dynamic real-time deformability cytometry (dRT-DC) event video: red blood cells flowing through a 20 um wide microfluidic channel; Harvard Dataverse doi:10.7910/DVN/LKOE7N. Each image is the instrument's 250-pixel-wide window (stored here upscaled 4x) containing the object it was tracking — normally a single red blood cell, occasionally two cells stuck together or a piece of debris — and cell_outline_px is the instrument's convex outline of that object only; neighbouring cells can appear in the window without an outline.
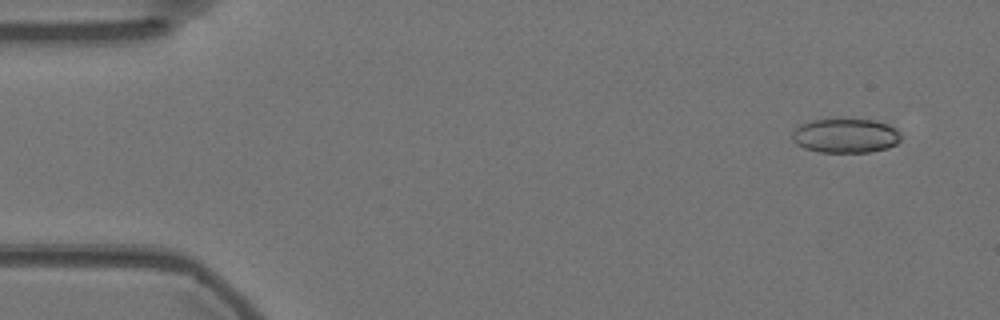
{"species": "Egyptian fruit bat (a non-hibernating species)", "species_latin": "Rousettus aegyptiacus", "temperature_condition": "warm", "stored_images_in_passage": 56, "camera_frame_rate_fps": 3000, "um_per_image_px": 0.085, "animal": {"sex": "female"}, "frame": {"image": 1, "passage_image": 4, "time_ms": 1.0, "image_size_px": [1000, 320], "cell_outline_px": [[900, 140], [896, 144], [888, 148], [872, 152], [820, 152], [804, 148], [796, 144], [792, 140], [792, 132], [800, 124], [812, 120], [872, 120], [888, 124], [896, 128], [900, 132]], "centroid_in_image_um": [71.88, 11.55], "position_along_channel_um": 13.1, "area_um2": 21.73}}
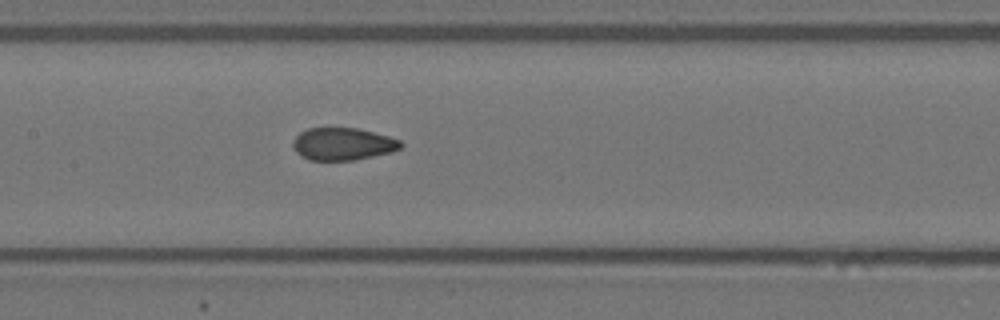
{"frame": {"image": 2, "passage_image": 27, "time_ms": 8.667, "image_size_px": [1000, 320], "cell_outline_px": [[404, 144], [400, 148], [392, 152], [356, 160], [308, 160], [300, 156], [292, 148], [292, 140], [300, 132], [308, 128], [356, 128], [388, 136], [400, 140]], "centroid_in_image_um": [29.11, 12.25], "position_along_channel_um": 178.3, "area_um2": 20.52}}
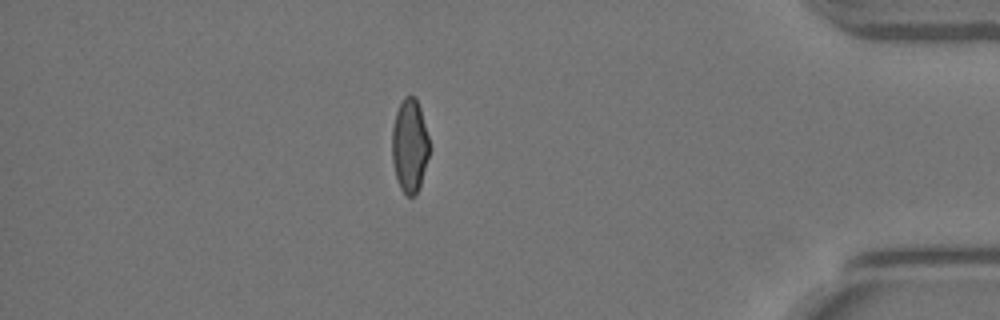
{"frame": {"image": 3, "passage_image": 49, "time_ms": 16.0, "image_size_px": [1000, 320], "cell_outline_px": [[432, 148], [420, 188], [416, 196], [408, 196], [400, 188], [396, 180], [392, 160], [392, 128], [396, 112], [404, 96], [416, 96], [420, 108]], "centroid_in_image_um": [34.85, 12.42], "position_along_channel_um": 400.4, "area_um2": 20.92}, "authors_computed_cell_mechanics": {"area_um2": 21.4438, "velocity_mm_per_s": 3.591, "shape_relaxation_time_tau1_ms": null, "shape_relaxation_time_tau2_ms": 0.7709, "deformation_change_tau1": null, "deformation_change_tau2": 0.0459}}